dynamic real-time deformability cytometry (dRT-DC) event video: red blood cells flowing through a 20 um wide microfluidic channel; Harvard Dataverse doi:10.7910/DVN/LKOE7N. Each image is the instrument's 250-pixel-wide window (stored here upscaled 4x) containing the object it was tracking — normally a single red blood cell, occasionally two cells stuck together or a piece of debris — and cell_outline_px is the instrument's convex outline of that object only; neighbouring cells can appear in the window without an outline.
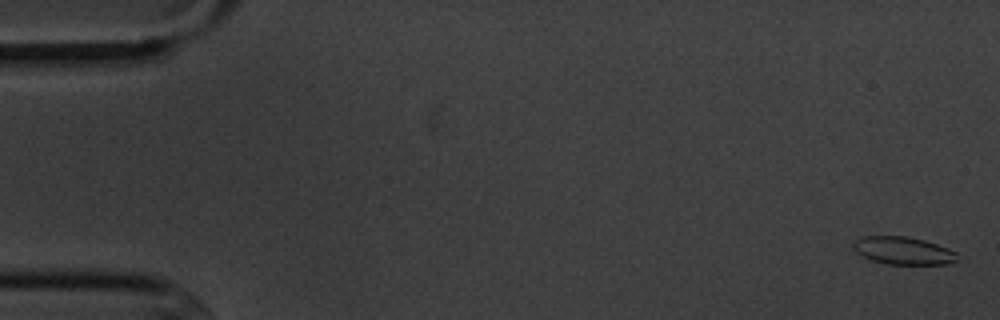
{"species": "common noctule bat (a hibernating species)", "species_latin": "Nyctalus noctula", "temperature_condition": "cold", "stored_images_in_passage": 5, "camera_frame_rate_fps": 3000, "um_per_image_px": 0.085, "animal": {"sex": "male", "body_mass_g": 20.1, "forearm_length_mm": 53.5}, "frame": {"image": 1, "passage_image": 1, "time_ms": 0.0, "image_size_px": [1000, 320], "cell_outline_px": [[968, 260], [948, 264], [888, 264], [872, 260], [856, 252], [852, 248], [852, 244], [856, 240], [864, 236], [904, 236], [924, 240], [948, 248], [956, 252]], "centroid_in_image_um": [76.9, 21.32], "position_along_channel_um": 8.1, "area_um2": 17.11}}
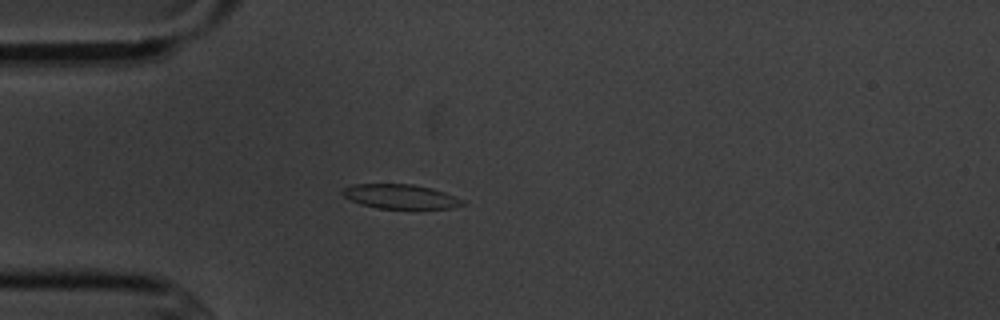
{"frame": {"image": 2, "passage_image": 5, "time_ms": 4.667, "image_size_px": [1000, 320], "cell_outline_px": [[468, 204], [452, 208], [376, 208], [360, 204], [344, 196], [340, 192], [344, 188], [352, 184], [412, 184], [432, 188], [444, 192], [464, 200]], "centroid_in_image_um": [34.05, 16.7], "position_along_channel_um": 50.9, "area_um2": 17.05}}